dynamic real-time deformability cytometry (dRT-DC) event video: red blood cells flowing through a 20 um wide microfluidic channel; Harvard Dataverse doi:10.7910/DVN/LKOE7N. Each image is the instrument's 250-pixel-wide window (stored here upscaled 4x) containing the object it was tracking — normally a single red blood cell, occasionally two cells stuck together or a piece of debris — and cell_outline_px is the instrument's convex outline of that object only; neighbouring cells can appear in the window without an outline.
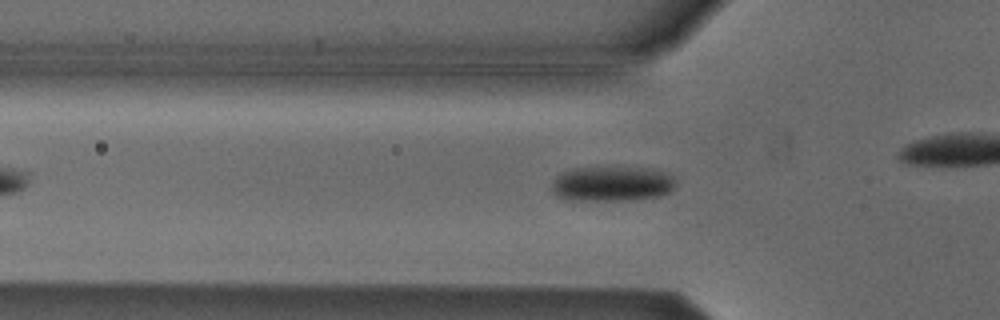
{"species": "Egyptian fruit bat (a non-hibernating species)", "species_latin": "Rousettus aegyptiacus", "temperature_condition": "cold", "stored_images_in_passage": 36, "camera_frame_rate_fps": 3000, "um_per_image_px": 0.085, "animal": {"sex": "male"}, "frame": {"image": 1, "passage_image": 11, "time_ms": 3.333, "image_size_px": [1000, 320], "cell_outline_px": [[676, 188], [660, 196], [628, 200], [568, 200], [556, 196], [552, 192], [552, 184], [556, 176], [564, 172], [576, 168], [616, 164], [652, 168], [672, 176], [676, 180]], "centroid_in_image_um": [52.04, 15.57], "position_along_channel_um": 73.8, "area_um2": 26.3}}
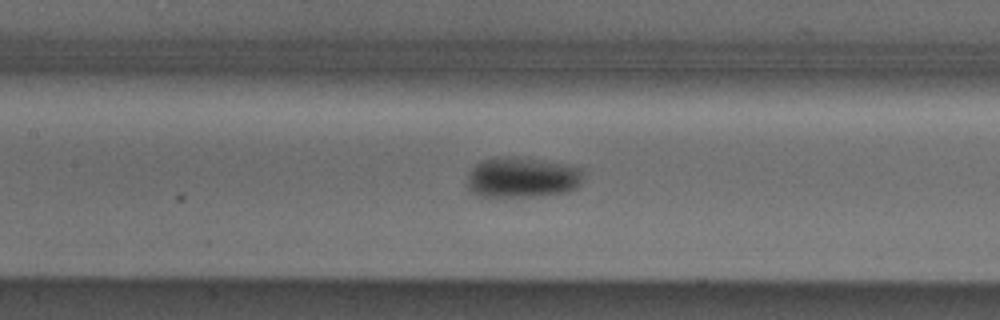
{"frame": {"image": 2, "passage_image": 18, "time_ms": 5.667, "image_size_px": [1000, 320], "cell_outline_px": [[584, 176], [580, 188], [568, 192], [532, 196], [480, 196], [472, 192], [468, 188], [468, 176], [472, 168], [480, 160], [496, 156], [532, 160], [564, 164], [580, 168], [584, 172]], "centroid_in_image_um": [44.41, 15.1], "position_along_channel_um": 163.0, "area_um2": 27.17}}
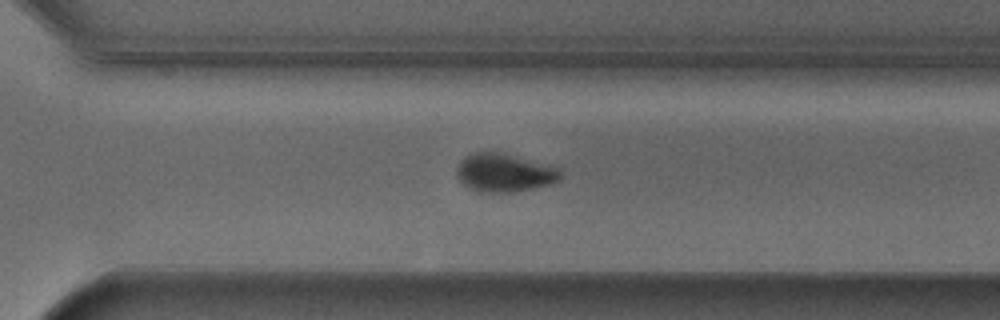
{"frame": {"image": 3, "passage_image": 31, "time_ms": 10.0, "image_size_px": [1000, 320], "cell_outline_px": [[560, 180], [552, 184], [512, 192], [480, 192], [468, 188], [456, 176], [456, 168], [460, 160], [464, 156], [476, 152], [504, 152], [560, 168]], "centroid_in_image_um": [42.85, 14.67], "position_along_channel_um": 327.8, "area_um2": 23.35}}